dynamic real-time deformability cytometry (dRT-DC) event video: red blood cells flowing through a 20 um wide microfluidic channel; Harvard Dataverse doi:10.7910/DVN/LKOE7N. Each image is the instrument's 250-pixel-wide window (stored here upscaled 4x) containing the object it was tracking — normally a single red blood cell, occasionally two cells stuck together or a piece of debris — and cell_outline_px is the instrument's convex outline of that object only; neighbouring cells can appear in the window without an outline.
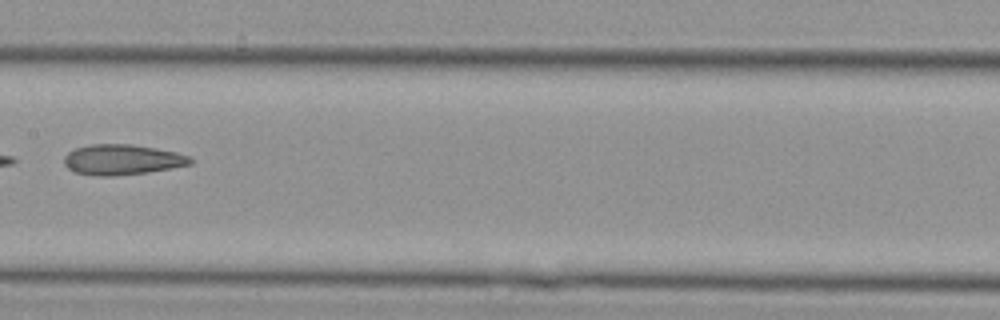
{"species": "Egyptian fruit bat (a non-hibernating species)", "species_latin": "Rousettus aegyptiacus", "temperature_condition": "cold", "stored_images_in_passage": 24, "camera_frame_rate_fps": 3000, "um_per_image_px": 0.085, "animal": {"sex": "female"}, "frame": {"image": 1, "passage_image": 8, "time_ms": 2.333, "image_size_px": [1000, 320], "cell_outline_px": [[192, 164], [148, 172], [112, 176], [100, 176], [76, 172], [68, 168], [64, 164], [64, 156], [68, 152], [76, 148], [92, 144], [132, 144], [156, 148], [176, 152], [188, 156], [192, 160]], "centroid_in_image_um": [10.37, 13.56], "position_along_channel_um": 197.0, "area_um2": 22.2}}